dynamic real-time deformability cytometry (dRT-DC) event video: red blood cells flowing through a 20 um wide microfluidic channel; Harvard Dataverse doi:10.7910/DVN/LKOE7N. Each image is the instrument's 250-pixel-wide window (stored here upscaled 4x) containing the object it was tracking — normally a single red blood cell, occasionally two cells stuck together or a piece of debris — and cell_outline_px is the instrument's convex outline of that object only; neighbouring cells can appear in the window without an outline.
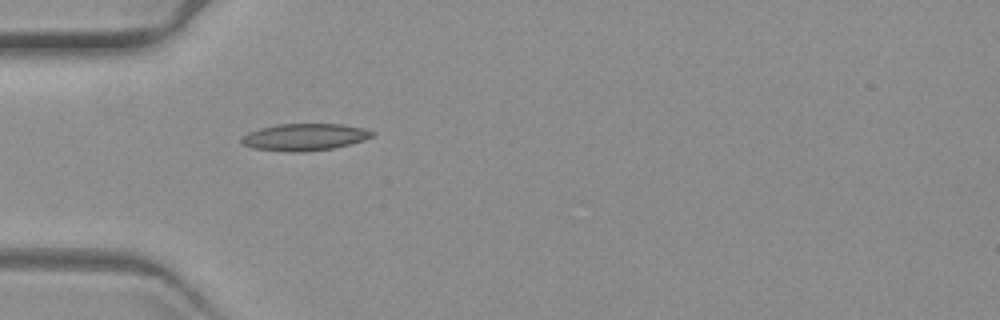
{"species": "common noctule bat (a hibernating species)", "species_latin": "Nyctalus noctula", "temperature_condition": "warm", "stored_images_in_passage": 5, "camera_frame_rate_fps": 3000, "um_per_image_px": 0.085, "animal": {"sex": "female", "body_mass_g": 19.3, "forearm_length_mm": 54.1}, "frame": {"image": 1, "passage_image": 5, "time_ms": 5.333, "image_size_px": [1000, 320], "cell_outline_px": [[376, 132], [372, 136], [348, 144], [332, 148], [304, 152], [288, 152], [252, 148], [244, 144], [240, 140], [240, 136], [248, 132], [260, 128], [276, 124], [340, 124], [364, 128]], "centroid_in_image_um": [25.83, 11.64], "position_along_channel_um": 59.2, "area_um2": 20.46}}